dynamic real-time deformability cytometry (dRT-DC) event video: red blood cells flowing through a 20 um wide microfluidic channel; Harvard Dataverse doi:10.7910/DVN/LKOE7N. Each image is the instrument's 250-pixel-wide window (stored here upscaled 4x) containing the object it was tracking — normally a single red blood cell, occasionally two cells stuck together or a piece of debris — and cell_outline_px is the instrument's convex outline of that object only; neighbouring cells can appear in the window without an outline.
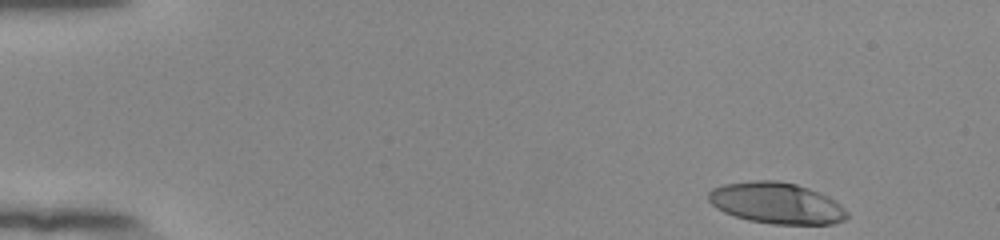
{"species": "human", "species_latin": "Homo sapiens", "temperature_condition": "room temperature", "stored_images_in_passage": 49, "camera_frame_rate_fps": 3000, "um_per_image_px": 0.085, "donor": {"sex": "female"}, "frame": {"image": 1, "passage_image": 1, "time_ms": 0.0, "image_size_px": [1000, 240], "cell_outline_px": [[848, 216], [844, 220], [832, 224], [772, 224], [748, 220], [724, 212], [716, 208], [708, 200], [708, 192], [712, 188], [724, 184], [756, 180], [776, 180], [796, 184], [808, 188], [828, 196], [840, 204], [848, 212]], "centroid_in_image_um": [66.0, 17.26], "position_along_channel_um": 19.0, "area_um2": 33.29}}
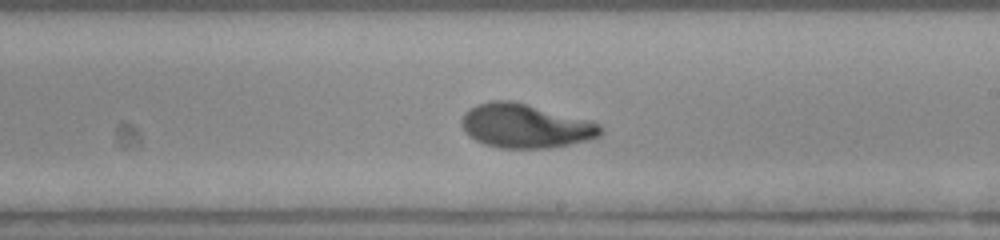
{"frame": {"image": 2, "passage_image": 28, "time_ms": 9.0, "image_size_px": [1000, 240], "cell_outline_px": [[604, 132], [600, 136], [588, 140], [548, 148], [500, 148], [484, 144], [468, 136], [464, 132], [460, 124], [460, 120], [464, 112], [468, 108], [476, 104], [488, 100], [512, 100], [592, 120], [600, 124], [604, 128]], "centroid_in_image_um": [44.64, 10.69], "position_along_channel_um": 244.4, "area_um2": 36.3}}
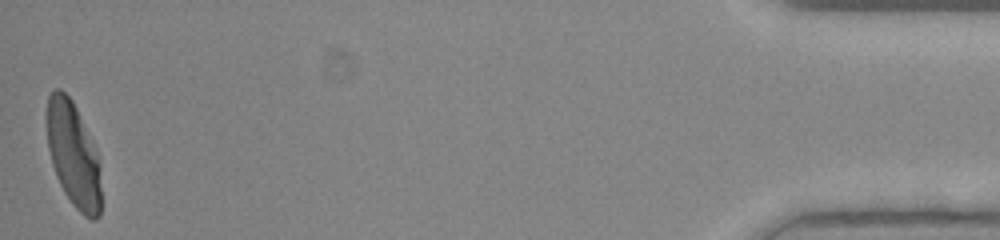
{"frame": {"image": 3, "passage_image": 49, "time_ms": 16.0, "image_size_px": [1000, 240], "cell_outline_px": [[100, 216], [96, 220], [92, 220], [84, 216], [72, 204], [64, 192], [56, 176], [52, 164], [48, 148], [44, 116], [44, 112], [48, 96], [52, 88], [60, 88], [72, 100], [76, 108], [96, 156], [100, 188]], "centroid_in_image_um": [6.14, 13.11], "position_along_channel_um": 429.1, "area_um2": 32.83}, "authors_computed_cell_mechanics": {"area_um2": 34.5644, "velocity_mm_per_s": 3.8564, "shape_relaxation_time_tau1_ms": 4.7538, "shape_relaxation_time_tau2_ms": null, "deformation_change_tau1": 0.262, "deformation_change_tau2": null}}